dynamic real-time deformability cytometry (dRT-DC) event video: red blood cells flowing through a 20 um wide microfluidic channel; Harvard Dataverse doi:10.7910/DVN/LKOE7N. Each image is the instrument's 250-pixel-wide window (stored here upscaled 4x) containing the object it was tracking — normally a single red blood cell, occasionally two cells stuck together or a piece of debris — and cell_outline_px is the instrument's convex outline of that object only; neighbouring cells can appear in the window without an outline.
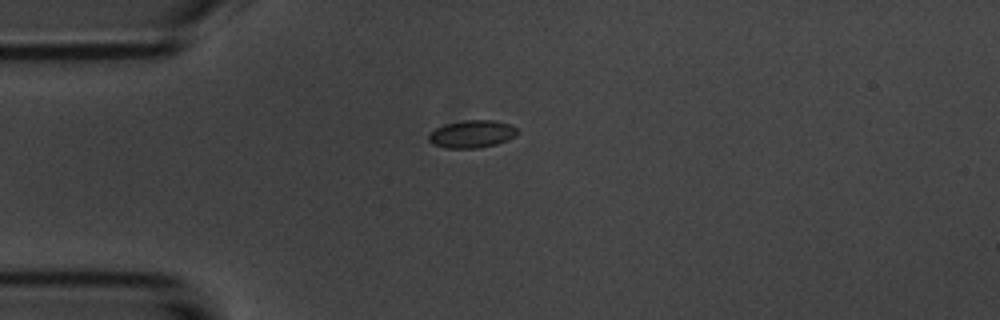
{"species": "common noctule bat (a hibernating species)", "species_latin": "Nyctalus noctula", "temperature_condition": "room temperature", "stored_images_in_passage": 3, "camera_frame_rate_fps": 3000, "um_per_image_px": 0.085, "animal": {"sex": "male", "body_mass_g": 20.1, "forearm_length_mm": 53.5}, "frame": {"image": 1, "passage_image": 1, "time_ms": 0.0, "image_size_px": [1000, 320], "cell_outline_px": [[520, 132], [516, 136], [508, 140], [496, 144], [480, 148], [444, 148], [432, 144], [428, 140], [428, 136], [436, 128], [448, 124], [464, 120], [496, 120], [508, 124], [516, 128]], "centroid_in_image_um": [40.14, 11.4], "position_along_channel_um": 44.9, "area_um2": 14.28}}
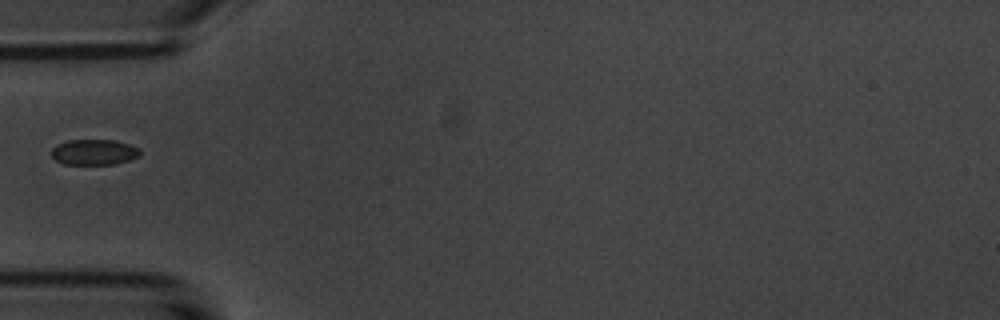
{"frame": {"image": 2, "passage_image": 2, "time_ms": 1.333, "image_size_px": [1000, 320], "cell_outline_px": [[140, 156], [116, 164], [64, 164], [56, 160], [52, 156], [52, 148], [56, 144], [68, 140], [112, 140], [128, 144], [140, 148]], "centroid_in_image_um": [7.99, 12.93], "position_along_channel_um": 77.0, "area_um2": 13.18}}